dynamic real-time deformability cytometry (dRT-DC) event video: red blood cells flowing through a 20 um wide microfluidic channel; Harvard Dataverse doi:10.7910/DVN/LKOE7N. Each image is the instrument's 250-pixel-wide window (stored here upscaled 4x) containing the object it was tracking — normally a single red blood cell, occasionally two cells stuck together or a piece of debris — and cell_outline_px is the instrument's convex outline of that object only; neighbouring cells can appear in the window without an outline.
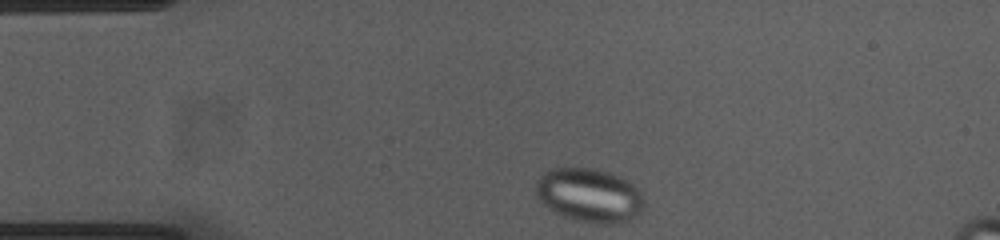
{"species": "common noctule bat (a hibernating species)", "species_latin": "Nyctalus noctula", "temperature_condition": "cold", "stored_images_in_passage": 36, "camera_frame_rate_fps": 3000, "um_per_image_px": 0.085, "animal": {"sex": "female", "body_mass_g": 23.0, "forearm_length_mm": 53.4}, "frame": {"image": 1, "passage_image": 1, "time_ms": 0.0, "image_size_px": [1000, 240], "cell_outline_px": [[644, 204], [640, 212], [636, 216], [628, 220], [616, 224], [596, 224], [576, 220], [564, 216], [548, 208], [536, 196], [536, 180], [544, 172], [552, 168], [596, 168], [620, 176], [628, 180], [640, 192]], "centroid_in_image_um": [50.08, 16.59], "position_along_channel_um": 34.9, "area_um2": 34.04}}
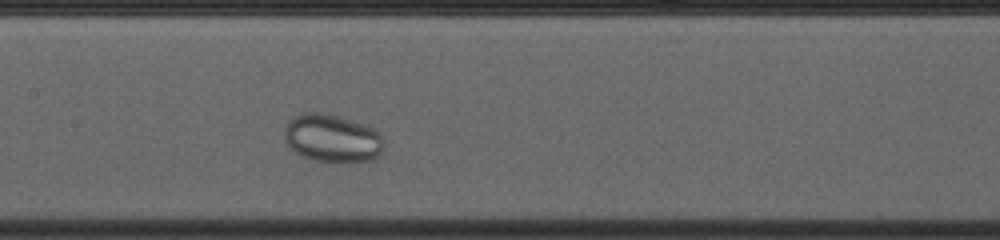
{"frame": {"image": 2, "passage_image": 16, "time_ms": 5.0, "image_size_px": [1000, 240], "cell_outline_px": [[384, 148], [372, 160], [340, 164], [336, 164], [316, 160], [304, 156], [296, 152], [288, 144], [284, 136], [284, 128], [288, 120], [304, 112], [320, 112], [336, 116], [372, 128], [384, 140]], "centroid_in_image_um": [28.23, 11.79], "position_along_channel_um": 179.2, "area_um2": 27.69}}
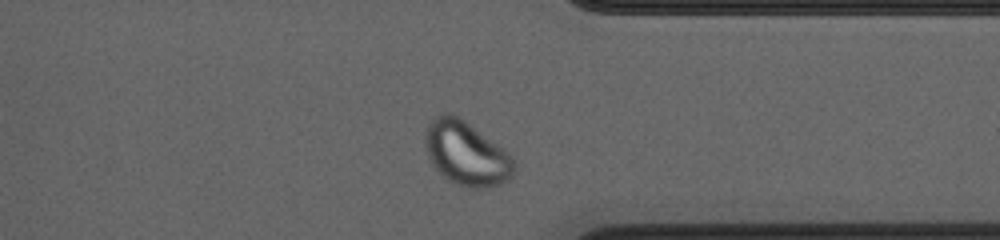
{"frame": {"image": 3, "passage_image": 32, "time_ms": 10.333, "image_size_px": [1000, 240], "cell_outline_px": [[516, 168], [508, 180], [500, 184], [488, 188], [468, 188], [456, 184], [448, 180], [432, 164], [428, 156], [424, 144], [424, 132], [428, 124], [436, 116], [444, 112], [452, 112], [464, 120], [504, 148], [512, 156], [516, 164]], "centroid_in_image_um": [39.64, 13.04], "position_along_channel_um": 371.8, "area_um2": 33.47}}